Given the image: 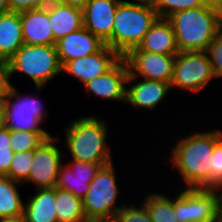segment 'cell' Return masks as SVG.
<instances>
[{"label": "cell", "mask_w": 222, "mask_h": 222, "mask_svg": "<svg viewBox=\"0 0 222 222\" xmlns=\"http://www.w3.org/2000/svg\"><path fill=\"white\" fill-rule=\"evenodd\" d=\"M24 202V222H58L55 209V188L37 189Z\"/></svg>", "instance_id": "21"}, {"label": "cell", "mask_w": 222, "mask_h": 222, "mask_svg": "<svg viewBox=\"0 0 222 222\" xmlns=\"http://www.w3.org/2000/svg\"><path fill=\"white\" fill-rule=\"evenodd\" d=\"M35 149L27 152H14L7 177L23 183L29 176Z\"/></svg>", "instance_id": "27"}, {"label": "cell", "mask_w": 222, "mask_h": 222, "mask_svg": "<svg viewBox=\"0 0 222 222\" xmlns=\"http://www.w3.org/2000/svg\"><path fill=\"white\" fill-rule=\"evenodd\" d=\"M181 187L174 195L179 222H221L220 190Z\"/></svg>", "instance_id": "7"}, {"label": "cell", "mask_w": 222, "mask_h": 222, "mask_svg": "<svg viewBox=\"0 0 222 222\" xmlns=\"http://www.w3.org/2000/svg\"><path fill=\"white\" fill-rule=\"evenodd\" d=\"M4 127H5V115L2 106V101H0V130H2Z\"/></svg>", "instance_id": "40"}, {"label": "cell", "mask_w": 222, "mask_h": 222, "mask_svg": "<svg viewBox=\"0 0 222 222\" xmlns=\"http://www.w3.org/2000/svg\"><path fill=\"white\" fill-rule=\"evenodd\" d=\"M158 18L152 2L123 0L115 12L112 35L105 45L125 57L141 44Z\"/></svg>", "instance_id": "4"}, {"label": "cell", "mask_w": 222, "mask_h": 222, "mask_svg": "<svg viewBox=\"0 0 222 222\" xmlns=\"http://www.w3.org/2000/svg\"><path fill=\"white\" fill-rule=\"evenodd\" d=\"M215 78H222V29L206 50Z\"/></svg>", "instance_id": "30"}, {"label": "cell", "mask_w": 222, "mask_h": 222, "mask_svg": "<svg viewBox=\"0 0 222 222\" xmlns=\"http://www.w3.org/2000/svg\"><path fill=\"white\" fill-rule=\"evenodd\" d=\"M152 5L159 18H167L171 14L206 5L203 0H153Z\"/></svg>", "instance_id": "28"}, {"label": "cell", "mask_w": 222, "mask_h": 222, "mask_svg": "<svg viewBox=\"0 0 222 222\" xmlns=\"http://www.w3.org/2000/svg\"><path fill=\"white\" fill-rule=\"evenodd\" d=\"M206 5L218 8L222 11V0H203Z\"/></svg>", "instance_id": "37"}, {"label": "cell", "mask_w": 222, "mask_h": 222, "mask_svg": "<svg viewBox=\"0 0 222 222\" xmlns=\"http://www.w3.org/2000/svg\"><path fill=\"white\" fill-rule=\"evenodd\" d=\"M22 183L0 176V218L23 216L24 202L16 186Z\"/></svg>", "instance_id": "24"}, {"label": "cell", "mask_w": 222, "mask_h": 222, "mask_svg": "<svg viewBox=\"0 0 222 222\" xmlns=\"http://www.w3.org/2000/svg\"><path fill=\"white\" fill-rule=\"evenodd\" d=\"M149 192L145 195L142 203L146 207L153 222H179L174 208V196L166 194ZM173 197V198H172Z\"/></svg>", "instance_id": "25"}, {"label": "cell", "mask_w": 222, "mask_h": 222, "mask_svg": "<svg viewBox=\"0 0 222 222\" xmlns=\"http://www.w3.org/2000/svg\"><path fill=\"white\" fill-rule=\"evenodd\" d=\"M221 222H222V190H221Z\"/></svg>", "instance_id": "41"}, {"label": "cell", "mask_w": 222, "mask_h": 222, "mask_svg": "<svg viewBox=\"0 0 222 222\" xmlns=\"http://www.w3.org/2000/svg\"><path fill=\"white\" fill-rule=\"evenodd\" d=\"M222 138L221 129H213L181 137L172 145L170 163L184 180V188L211 190L212 153Z\"/></svg>", "instance_id": "1"}, {"label": "cell", "mask_w": 222, "mask_h": 222, "mask_svg": "<svg viewBox=\"0 0 222 222\" xmlns=\"http://www.w3.org/2000/svg\"><path fill=\"white\" fill-rule=\"evenodd\" d=\"M24 44L20 13L0 15V59L9 60Z\"/></svg>", "instance_id": "22"}, {"label": "cell", "mask_w": 222, "mask_h": 222, "mask_svg": "<svg viewBox=\"0 0 222 222\" xmlns=\"http://www.w3.org/2000/svg\"><path fill=\"white\" fill-rule=\"evenodd\" d=\"M129 68L121 58L109 71L84 84L85 94L110 101H121L126 104L127 79ZM90 94V95H89Z\"/></svg>", "instance_id": "13"}, {"label": "cell", "mask_w": 222, "mask_h": 222, "mask_svg": "<svg viewBox=\"0 0 222 222\" xmlns=\"http://www.w3.org/2000/svg\"><path fill=\"white\" fill-rule=\"evenodd\" d=\"M0 222H24L23 216L0 218Z\"/></svg>", "instance_id": "38"}, {"label": "cell", "mask_w": 222, "mask_h": 222, "mask_svg": "<svg viewBox=\"0 0 222 222\" xmlns=\"http://www.w3.org/2000/svg\"><path fill=\"white\" fill-rule=\"evenodd\" d=\"M166 19L174 30L179 52L206 51L222 29V11L209 5L177 11Z\"/></svg>", "instance_id": "2"}, {"label": "cell", "mask_w": 222, "mask_h": 222, "mask_svg": "<svg viewBox=\"0 0 222 222\" xmlns=\"http://www.w3.org/2000/svg\"><path fill=\"white\" fill-rule=\"evenodd\" d=\"M108 127L106 120L95 114L80 116L69 123L65 129V148L72 161L97 164L113 162L110 147L107 144Z\"/></svg>", "instance_id": "3"}, {"label": "cell", "mask_w": 222, "mask_h": 222, "mask_svg": "<svg viewBox=\"0 0 222 222\" xmlns=\"http://www.w3.org/2000/svg\"><path fill=\"white\" fill-rule=\"evenodd\" d=\"M58 137L50 136L37 148L32 159L28 178L22 183L33 182L36 189H52L57 186L64 150L58 147ZM57 144V145H56ZM63 151V152H62Z\"/></svg>", "instance_id": "10"}, {"label": "cell", "mask_w": 222, "mask_h": 222, "mask_svg": "<svg viewBox=\"0 0 222 222\" xmlns=\"http://www.w3.org/2000/svg\"><path fill=\"white\" fill-rule=\"evenodd\" d=\"M9 60L0 59V101L12 90Z\"/></svg>", "instance_id": "33"}, {"label": "cell", "mask_w": 222, "mask_h": 222, "mask_svg": "<svg viewBox=\"0 0 222 222\" xmlns=\"http://www.w3.org/2000/svg\"><path fill=\"white\" fill-rule=\"evenodd\" d=\"M211 190H222V138L214 145L212 153Z\"/></svg>", "instance_id": "31"}, {"label": "cell", "mask_w": 222, "mask_h": 222, "mask_svg": "<svg viewBox=\"0 0 222 222\" xmlns=\"http://www.w3.org/2000/svg\"><path fill=\"white\" fill-rule=\"evenodd\" d=\"M138 48L141 51L163 55H177L179 53L174 30L166 18L156 20Z\"/></svg>", "instance_id": "20"}, {"label": "cell", "mask_w": 222, "mask_h": 222, "mask_svg": "<svg viewBox=\"0 0 222 222\" xmlns=\"http://www.w3.org/2000/svg\"><path fill=\"white\" fill-rule=\"evenodd\" d=\"M60 3L83 10L88 0H56Z\"/></svg>", "instance_id": "36"}, {"label": "cell", "mask_w": 222, "mask_h": 222, "mask_svg": "<svg viewBox=\"0 0 222 222\" xmlns=\"http://www.w3.org/2000/svg\"><path fill=\"white\" fill-rule=\"evenodd\" d=\"M10 12H24L31 9L47 8L53 0H8Z\"/></svg>", "instance_id": "32"}, {"label": "cell", "mask_w": 222, "mask_h": 222, "mask_svg": "<svg viewBox=\"0 0 222 222\" xmlns=\"http://www.w3.org/2000/svg\"><path fill=\"white\" fill-rule=\"evenodd\" d=\"M55 198L58 222H89L85 216L82 199L58 187H55Z\"/></svg>", "instance_id": "23"}, {"label": "cell", "mask_w": 222, "mask_h": 222, "mask_svg": "<svg viewBox=\"0 0 222 222\" xmlns=\"http://www.w3.org/2000/svg\"><path fill=\"white\" fill-rule=\"evenodd\" d=\"M108 164H97L82 161H69L63 163L59 169L57 186L76 197L83 199L90 187V182L102 166Z\"/></svg>", "instance_id": "16"}, {"label": "cell", "mask_w": 222, "mask_h": 222, "mask_svg": "<svg viewBox=\"0 0 222 222\" xmlns=\"http://www.w3.org/2000/svg\"><path fill=\"white\" fill-rule=\"evenodd\" d=\"M139 205L136 206L132 202L125 204L116 213L113 222H153L144 204L141 202Z\"/></svg>", "instance_id": "29"}, {"label": "cell", "mask_w": 222, "mask_h": 222, "mask_svg": "<svg viewBox=\"0 0 222 222\" xmlns=\"http://www.w3.org/2000/svg\"><path fill=\"white\" fill-rule=\"evenodd\" d=\"M11 143L10 129L4 127L2 130H0V148H12Z\"/></svg>", "instance_id": "35"}, {"label": "cell", "mask_w": 222, "mask_h": 222, "mask_svg": "<svg viewBox=\"0 0 222 222\" xmlns=\"http://www.w3.org/2000/svg\"><path fill=\"white\" fill-rule=\"evenodd\" d=\"M113 162L102 166L90 182L89 190L82 199L89 222H113L116 213L125 204L117 205L120 188Z\"/></svg>", "instance_id": "6"}, {"label": "cell", "mask_w": 222, "mask_h": 222, "mask_svg": "<svg viewBox=\"0 0 222 222\" xmlns=\"http://www.w3.org/2000/svg\"><path fill=\"white\" fill-rule=\"evenodd\" d=\"M13 100V101H12ZM5 115V127L12 130L30 132H48L41 127L47 118L42 100L34 95L19 94L13 86L12 90L2 100Z\"/></svg>", "instance_id": "8"}, {"label": "cell", "mask_w": 222, "mask_h": 222, "mask_svg": "<svg viewBox=\"0 0 222 222\" xmlns=\"http://www.w3.org/2000/svg\"><path fill=\"white\" fill-rule=\"evenodd\" d=\"M122 57L105 45L99 52L67 61L62 73L77 78L83 85L109 71Z\"/></svg>", "instance_id": "12"}, {"label": "cell", "mask_w": 222, "mask_h": 222, "mask_svg": "<svg viewBox=\"0 0 222 222\" xmlns=\"http://www.w3.org/2000/svg\"><path fill=\"white\" fill-rule=\"evenodd\" d=\"M48 20L57 42L83 27V10L53 0L48 6Z\"/></svg>", "instance_id": "19"}, {"label": "cell", "mask_w": 222, "mask_h": 222, "mask_svg": "<svg viewBox=\"0 0 222 222\" xmlns=\"http://www.w3.org/2000/svg\"><path fill=\"white\" fill-rule=\"evenodd\" d=\"M129 68L128 77L163 81L171 84L176 55H163L132 49L125 57Z\"/></svg>", "instance_id": "11"}, {"label": "cell", "mask_w": 222, "mask_h": 222, "mask_svg": "<svg viewBox=\"0 0 222 222\" xmlns=\"http://www.w3.org/2000/svg\"><path fill=\"white\" fill-rule=\"evenodd\" d=\"M50 136L51 134H49V132H30L10 129L12 150L15 153L33 150Z\"/></svg>", "instance_id": "26"}, {"label": "cell", "mask_w": 222, "mask_h": 222, "mask_svg": "<svg viewBox=\"0 0 222 222\" xmlns=\"http://www.w3.org/2000/svg\"><path fill=\"white\" fill-rule=\"evenodd\" d=\"M127 84L126 103L139 111L155 109L171 91L170 83L139 77H128Z\"/></svg>", "instance_id": "15"}, {"label": "cell", "mask_w": 222, "mask_h": 222, "mask_svg": "<svg viewBox=\"0 0 222 222\" xmlns=\"http://www.w3.org/2000/svg\"><path fill=\"white\" fill-rule=\"evenodd\" d=\"M123 0H88L83 9V27L106 43L112 35L115 12Z\"/></svg>", "instance_id": "14"}, {"label": "cell", "mask_w": 222, "mask_h": 222, "mask_svg": "<svg viewBox=\"0 0 222 222\" xmlns=\"http://www.w3.org/2000/svg\"><path fill=\"white\" fill-rule=\"evenodd\" d=\"M214 78L206 51H184L176 55L171 89L179 88L192 93L200 92Z\"/></svg>", "instance_id": "9"}, {"label": "cell", "mask_w": 222, "mask_h": 222, "mask_svg": "<svg viewBox=\"0 0 222 222\" xmlns=\"http://www.w3.org/2000/svg\"><path fill=\"white\" fill-rule=\"evenodd\" d=\"M9 12L8 0H0V15Z\"/></svg>", "instance_id": "39"}, {"label": "cell", "mask_w": 222, "mask_h": 222, "mask_svg": "<svg viewBox=\"0 0 222 222\" xmlns=\"http://www.w3.org/2000/svg\"><path fill=\"white\" fill-rule=\"evenodd\" d=\"M11 76L22 73L34 83L39 92L62 72L55 45L23 44L9 59Z\"/></svg>", "instance_id": "5"}, {"label": "cell", "mask_w": 222, "mask_h": 222, "mask_svg": "<svg viewBox=\"0 0 222 222\" xmlns=\"http://www.w3.org/2000/svg\"><path fill=\"white\" fill-rule=\"evenodd\" d=\"M132 1H146V2H152L153 0H132Z\"/></svg>", "instance_id": "42"}, {"label": "cell", "mask_w": 222, "mask_h": 222, "mask_svg": "<svg viewBox=\"0 0 222 222\" xmlns=\"http://www.w3.org/2000/svg\"><path fill=\"white\" fill-rule=\"evenodd\" d=\"M22 36L27 45H56L48 20V7L20 13Z\"/></svg>", "instance_id": "18"}, {"label": "cell", "mask_w": 222, "mask_h": 222, "mask_svg": "<svg viewBox=\"0 0 222 222\" xmlns=\"http://www.w3.org/2000/svg\"><path fill=\"white\" fill-rule=\"evenodd\" d=\"M13 156L12 148H0V176L8 175Z\"/></svg>", "instance_id": "34"}, {"label": "cell", "mask_w": 222, "mask_h": 222, "mask_svg": "<svg viewBox=\"0 0 222 222\" xmlns=\"http://www.w3.org/2000/svg\"><path fill=\"white\" fill-rule=\"evenodd\" d=\"M55 46L60 64L63 66L67 61L99 52L105 43L82 27L58 40Z\"/></svg>", "instance_id": "17"}]
</instances>
